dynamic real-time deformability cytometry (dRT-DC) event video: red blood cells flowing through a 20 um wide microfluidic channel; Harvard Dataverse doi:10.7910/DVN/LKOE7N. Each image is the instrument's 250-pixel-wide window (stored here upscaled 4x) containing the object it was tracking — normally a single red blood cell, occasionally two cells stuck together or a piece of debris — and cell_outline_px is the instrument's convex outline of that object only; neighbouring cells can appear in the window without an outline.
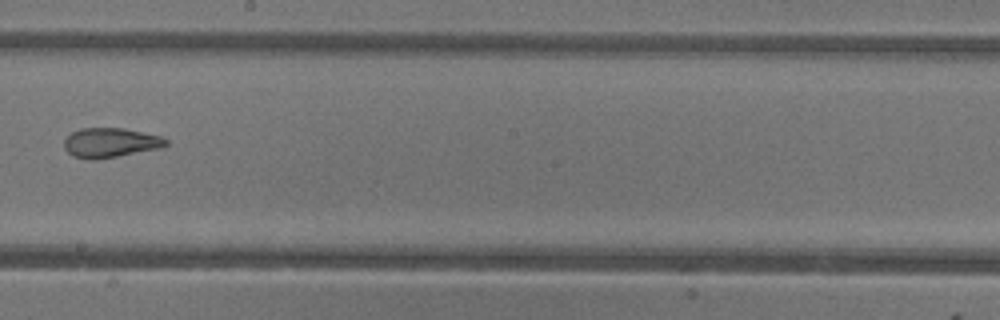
{"species": "common noctule bat (a hibernating species)", "species_latin": "Nyctalus noctula", "temperature_condition": "warm", "stored_images_in_passage": 6, "camera_frame_rate_fps": 3000, "um_per_image_px": 0.085, "animal": {"sex": "female"}, "frame": {"image": 1, "passage_image": 5, "time_ms": 4.667, "image_size_px": [1000, 320], "cell_outline_px": [[168, 144], [160, 148], [96, 160], [92, 160], [72, 156], [64, 148], [64, 140], [72, 132], [80, 128], [124, 128], [160, 136], [168, 140]], "centroid_in_image_um": [9.36, 12.13], "position_along_channel_um": 238.8, "area_um2": 17.51}}
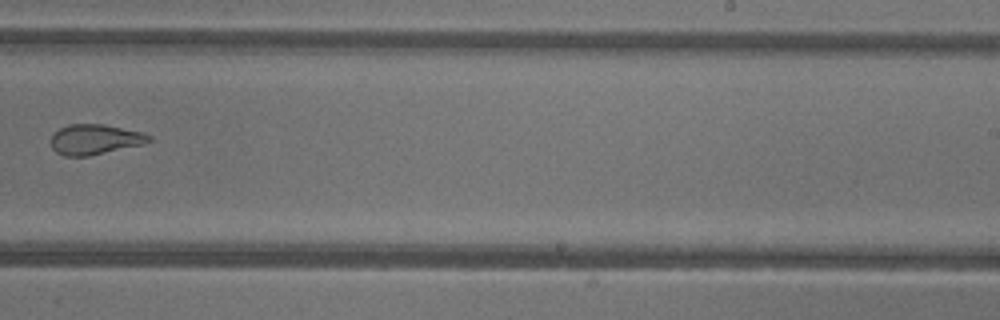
{"frame": {"image": 2, "passage_image": 6, "time_ms": 5.667, "image_size_px": [1000, 320], "cell_outline_px": [[152, 140], [140, 144], [88, 156], [64, 156], [56, 152], [52, 148], [52, 132], [68, 124], [104, 124], [144, 132], [152, 136]], "centroid_in_image_um": [8.05, 11.83], "position_along_channel_um": 281.0, "area_um2": 17.17}}